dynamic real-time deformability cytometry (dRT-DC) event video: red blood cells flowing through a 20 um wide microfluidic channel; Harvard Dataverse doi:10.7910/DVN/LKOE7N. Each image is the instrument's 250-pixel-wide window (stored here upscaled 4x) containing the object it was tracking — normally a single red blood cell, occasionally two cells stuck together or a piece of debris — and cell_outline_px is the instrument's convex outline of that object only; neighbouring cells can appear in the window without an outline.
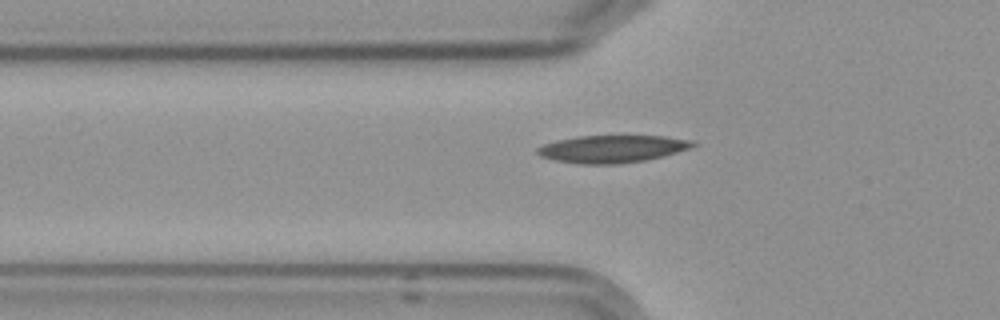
{"species": "Egyptian fruit bat (a non-hibernating species)", "species_latin": "Rousettus aegyptiacus", "temperature_condition": "cold", "stored_images_in_passage": 6, "camera_frame_rate_fps": 3000, "um_per_image_px": 0.085, "frame": {"image": 1, "passage_image": 6, "time_ms": 5.667, "image_size_px": [1000, 320], "cell_outline_px": [[696, 144], [688, 148], [664, 156], [644, 160], [620, 164], [580, 164], [556, 160], [540, 156], [536, 152], [536, 148], [544, 144], [556, 140], [580, 136], [664, 136], [692, 140]], "centroid_in_image_um": [52.01, 12.66], "position_along_channel_um": 73.8, "area_um2": 24.68}}